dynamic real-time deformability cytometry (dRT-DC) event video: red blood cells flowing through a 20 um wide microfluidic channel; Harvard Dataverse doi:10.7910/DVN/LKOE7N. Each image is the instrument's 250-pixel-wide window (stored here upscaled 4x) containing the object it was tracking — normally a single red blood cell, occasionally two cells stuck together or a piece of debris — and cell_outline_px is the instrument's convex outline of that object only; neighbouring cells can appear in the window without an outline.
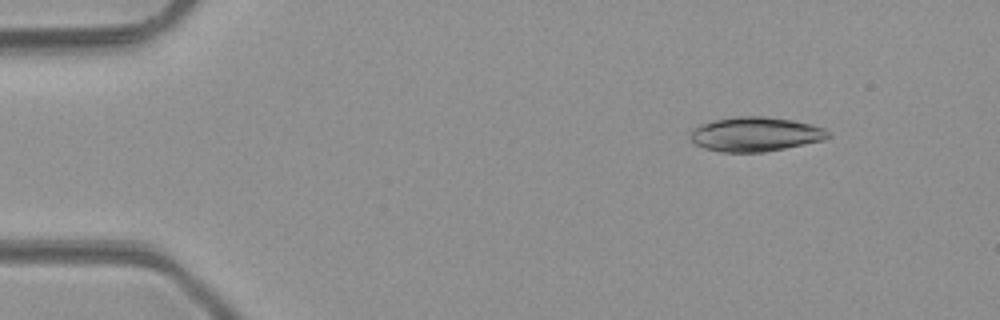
{"species": "common noctule bat (a hibernating species)", "species_latin": "Nyctalus noctula", "temperature_condition": "room temperature", "stored_images_in_passage": 5, "camera_frame_rate_fps": 3000, "um_per_image_px": 0.085, "animal": {"sex": "male", "body_mass_g": 23.1, "forearm_length_mm": 52.7}, "frame": {"image": 1, "passage_image": 2, "time_ms": 1.0, "image_size_px": [1000, 320], "cell_outline_px": [[832, 136], [824, 140], [764, 152], [720, 152], [704, 148], [696, 144], [692, 140], [692, 128], [700, 124], [712, 120], [736, 116], [764, 116], [792, 120], [824, 128], [832, 132]], "centroid_in_image_um": [64.22, 11.4], "position_along_channel_um": 20.8, "area_um2": 27.63}}